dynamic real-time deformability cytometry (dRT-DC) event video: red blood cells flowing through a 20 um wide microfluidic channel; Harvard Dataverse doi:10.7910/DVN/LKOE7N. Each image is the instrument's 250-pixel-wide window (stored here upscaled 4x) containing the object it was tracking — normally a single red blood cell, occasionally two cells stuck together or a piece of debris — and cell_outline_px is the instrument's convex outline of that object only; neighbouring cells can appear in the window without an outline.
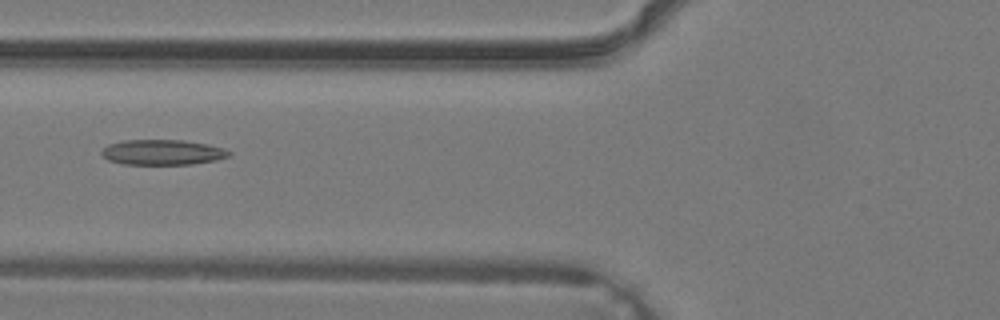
{"species": "common noctule bat (a hibernating species)", "species_latin": "Nyctalus noctula", "temperature_condition": "warm", "stored_images_in_passage": 39, "camera_frame_rate_fps": 3000, "um_per_image_px": 0.085, "animal": {"sex": "male", "body_mass_g": 19.2, "forearm_length_mm": 51.8}, "frame": {"image": 1, "passage_image": 16, "time_ms": 5.0, "image_size_px": [1000, 320], "cell_outline_px": [[232, 156], [216, 160], [192, 164], [124, 164], [108, 160], [100, 152], [108, 144], [124, 140], [184, 140], [208, 144], [224, 148], [232, 152]], "centroid_in_image_um": [13.86, 12.94], "position_along_channel_um": 111.9, "area_um2": 18.84}}
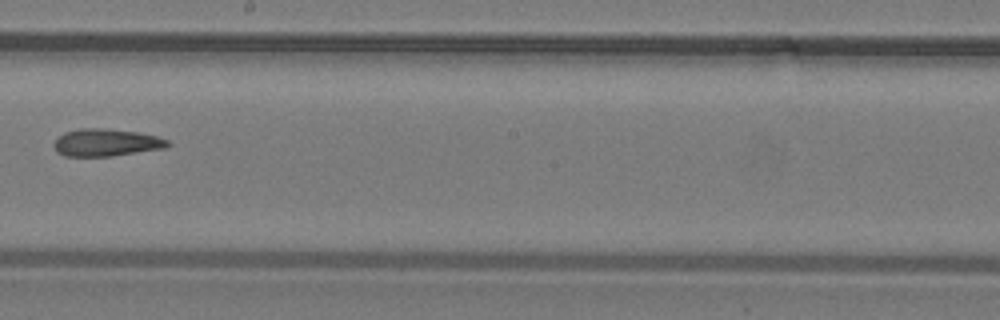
{"frame": {"image": 2, "passage_image": 23, "time_ms": 7.333, "image_size_px": [1000, 320], "cell_outline_px": [[172, 144], [164, 148], [112, 156], [64, 156], [56, 152], [52, 144], [64, 132], [80, 128], [104, 128], [136, 132], [156, 136], [168, 140]], "centroid_in_image_um": [9.0, 12.12], "position_along_channel_um": 239.2, "area_um2": 18.15}}
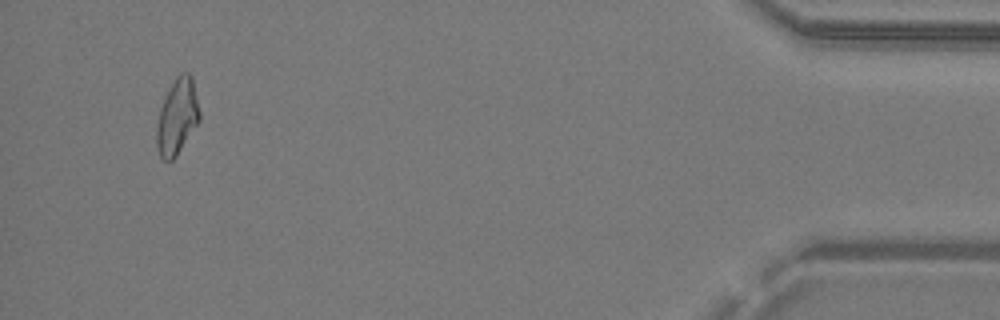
{"frame": {"image": 3, "passage_image": 37, "time_ms": 12.0, "image_size_px": [1000, 320], "cell_outline_px": [[200, 120], [176, 156], [172, 160], [164, 160], [160, 156], [156, 148], [156, 124], [160, 108], [176, 76], [180, 72], [188, 72], [192, 76], [200, 112]], "centroid_in_image_um": [15.06, 9.93], "position_along_channel_um": 420.1, "area_um2": 18.84}}